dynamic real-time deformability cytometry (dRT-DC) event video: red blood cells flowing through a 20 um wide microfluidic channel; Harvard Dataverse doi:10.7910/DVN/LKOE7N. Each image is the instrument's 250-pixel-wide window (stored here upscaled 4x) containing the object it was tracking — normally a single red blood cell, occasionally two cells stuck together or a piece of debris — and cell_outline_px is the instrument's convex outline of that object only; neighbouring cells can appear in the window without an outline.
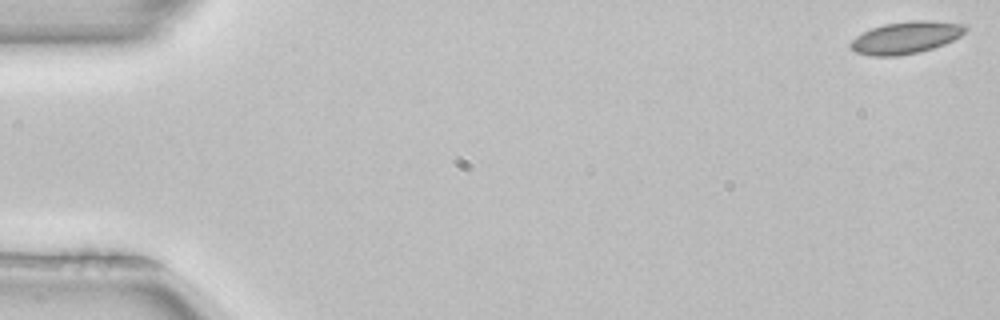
{"species": "common noctule bat (a hibernating species)", "species_latin": "Nyctalus noctula", "temperature_condition": "room temperature", "stored_images_in_passage": 6, "camera_frame_rate_fps": 3000, "um_per_image_px": 0.085, "animal": {"sex": "female", "body_mass_g": 22.7, "forearm_length_mm": 54.2}, "frame": {"image": 1, "passage_image": 1, "time_ms": 0.0, "image_size_px": [1000, 320], "cell_outline_px": [[968, 28], [960, 36], [944, 44], [932, 48], [916, 52], [896, 56], [872, 56], [856, 52], [848, 44], [856, 36], [872, 28], [884, 24], [912, 20], [928, 20], [968, 24]], "centroid_in_image_um": [77.02, 3.18], "position_along_channel_um": 8.0, "area_um2": 21.39}}